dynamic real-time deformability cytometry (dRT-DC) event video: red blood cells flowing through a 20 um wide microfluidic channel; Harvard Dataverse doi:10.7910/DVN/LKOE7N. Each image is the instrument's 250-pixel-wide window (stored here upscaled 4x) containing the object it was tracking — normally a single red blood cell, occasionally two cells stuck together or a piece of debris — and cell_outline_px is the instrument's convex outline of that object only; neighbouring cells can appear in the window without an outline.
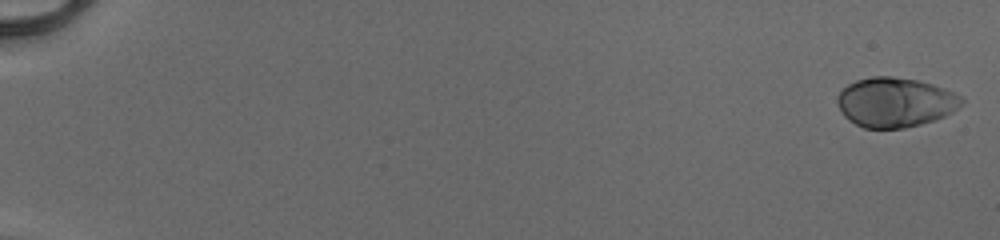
{"species": "human", "species_latin": "Homo sapiens", "temperature_condition": "cold", "stored_images_in_passage": 52, "camera_frame_rate_fps": 3000, "um_per_image_px": 0.085, "donor": {"sex": "male"}, "frame": {"image": 1, "passage_image": 1, "time_ms": 0.0, "image_size_px": [1000, 240], "cell_outline_px": [[964, 104], [952, 112], [944, 116], [920, 124], [904, 128], [864, 128], [848, 120], [844, 116], [836, 100], [836, 96], [848, 84], [856, 80], [872, 76], [892, 76], [916, 80], [932, 84], [944, 88], [960, 96], [964, 100]], "centroid_in_image_um": [76.08, 8.69], "position_along_channel_um": 8.9, "area_um2": 35.84}}
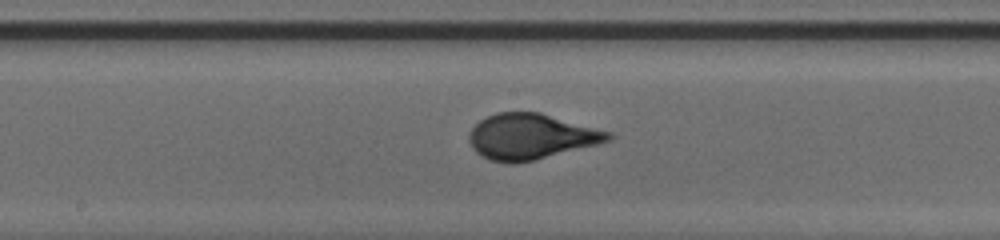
{"frame": {"image": 2, "passage_image": 30, "time_ms": 9.667, "image_size_px": [1000, 240], "cell_outline_px": [[616, 136], [612, 140], [536, 160], [512, 164], [508, 164], [488, 160], [476, 152], [472, 148], [468, 140], [468, 136], [472, 128], [480, 120], [496, 112], [540, 112], [612, 132]], "centroid_in_image_um": [45.13, 11.61], "position_along_channel_um": 203.1, "area_um2": 37.28}}
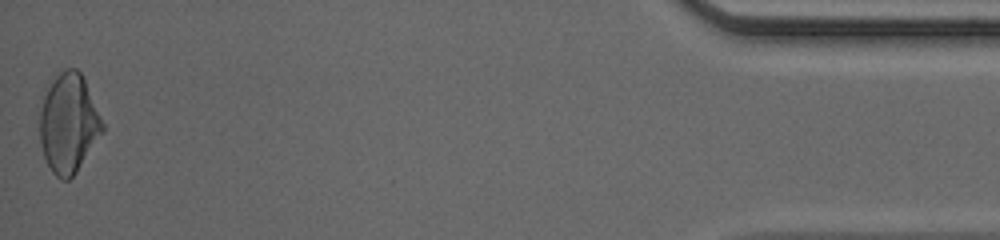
{"frame": {"image": 3, "passage_image": 52, "time_ms": 17.0, "image_size_px": [1000, 240], "cell_outline_px": [[104, 132], [76, 172], [68, 180], [60, 180], [52, 172], [44, 156], [40, 140], [40, 96], [48, 80], [60, 72], [68, 68], [76, 68], [80, 72], [84, 80], [104, 124]], "centroid_in_image_um": [5.79, 10.45], "position_along_channel_um": 429.4, "area_um2": 36.65}, "authors_computed_cell_mechanics": {"area_um2": 35.836, "velocity_mm_per_s": 4.1421, "shape_relaxation_time_tau1_ms": 3.6417, "shape_relaxation_time_tau2_ms": null, "deformation_change_tau1": 0.1786, "deformation_change_tau2": null}}